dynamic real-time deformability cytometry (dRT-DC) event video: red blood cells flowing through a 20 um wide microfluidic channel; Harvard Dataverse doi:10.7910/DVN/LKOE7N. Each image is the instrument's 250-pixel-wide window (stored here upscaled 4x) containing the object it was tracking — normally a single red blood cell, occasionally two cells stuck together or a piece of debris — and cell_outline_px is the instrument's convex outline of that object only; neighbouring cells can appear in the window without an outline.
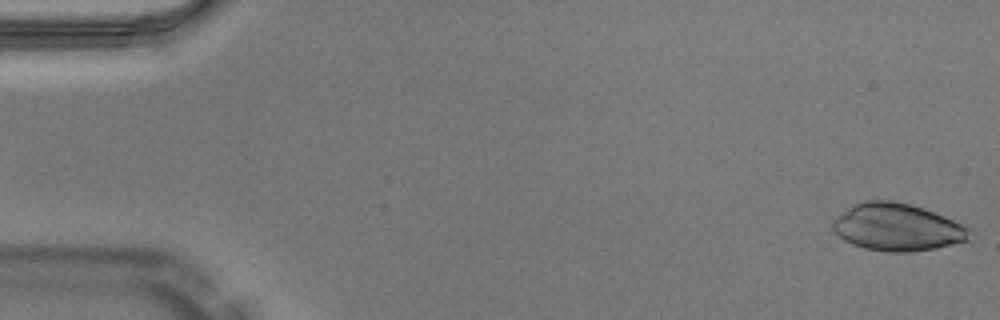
{"species": "Egyptian fruit bat (a non-hibernating species)", "species_latin": "Rousettus aegyptiacus", "temperature_condition": "warm", "stored_images_in_passage": 49, "camera_frame_rate_fps": 3000, "um_per_image_px": 0.085, "animal": {"sex": "male"}, "frame": {"image": 1, "passage_image": 1, "time_ms": 0.0, "image_size_px": [1000, 320], "cell_outline_px": [[972, 228], [968, 240], [936, 248], [908, 252], [884, 252], [864, 248], [852, 244], [844, 240], [832, 228], [832, 220], [836, 216], [852, 204], [864, 200], [892, 200], [924, 208], [944, 216]], "centroid_in_image_um": [76.25, 19.3], "position_along_channel_um": 8.8, "area_um2": 37.92}}